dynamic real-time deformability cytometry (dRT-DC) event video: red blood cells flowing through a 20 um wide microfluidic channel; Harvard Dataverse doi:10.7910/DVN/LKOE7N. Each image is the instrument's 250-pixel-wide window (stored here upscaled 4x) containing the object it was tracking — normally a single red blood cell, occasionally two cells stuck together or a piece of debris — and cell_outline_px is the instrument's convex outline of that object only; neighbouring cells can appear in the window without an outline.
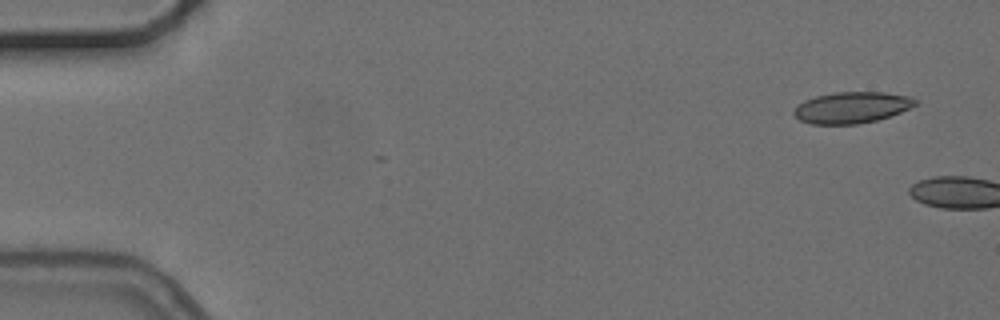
{"species": "common noctule bat (a hibernating species)", "species_latin": "Nyctalus noctula", "temperature_condition": "cold", "stored_images_in_passage": 2, "camera_frame_rate_fps": 3000, "um_per_image_px": 0.085, "animal": {"sex": "female", "body_mass_g": 24.6, "forearm_length_mm": 56.2}, "frame": {"image": 1, "passage_image": 1, "time_ms": 0.0, "image_size_px": [1000, 320], "cell_outline_px": [[916, 104], [900, 112], [876, 120], [860, 124], [812, 124], [800, 120], [792, 112], [804, 100], [816, 96], [836, 92], [884, 92], [912, 96], [916, 100]], "centroid_in_image_um": [72.4, 9.13], "position_along_channel_um": 12.6, "area_um2": 21.96}}